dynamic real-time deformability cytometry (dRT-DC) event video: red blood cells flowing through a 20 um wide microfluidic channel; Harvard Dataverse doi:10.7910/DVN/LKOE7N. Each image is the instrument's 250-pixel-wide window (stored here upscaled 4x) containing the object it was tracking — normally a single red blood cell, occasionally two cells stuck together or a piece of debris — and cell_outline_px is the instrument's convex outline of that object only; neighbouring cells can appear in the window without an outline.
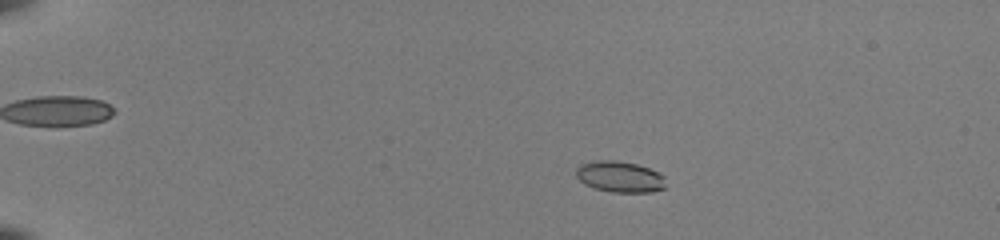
{"species": "common noctule bat (a hibernating species)", "species_latin": "Nyctalus noctula", "temperature_condition": "room temperature", "stored_images_in_passage": 54, "camera_frame_rate_fps": 3000, "um_per_image_px": 0.085, "animal": {"sex": "female", "body_mass_g": 22.0, "forearm_length_mm": 56.7}, "frame": {"image": 1, "passage_image": 12, "time_ms": 3.667, "image_size_px": [1000, 240], "cell_outline_px": [[664, 188], [652, 192], [612, 192], [596, 188], [584, 184], [576, 176], [576, 168], [580, 164], [596, 160], [616, 160], [636, 164], [660, 172], [664, 176]], "centroid_in_image_um": [52.68, 15.01], "position_along_channel_um": 32.3, "area_um2": 16.24}}
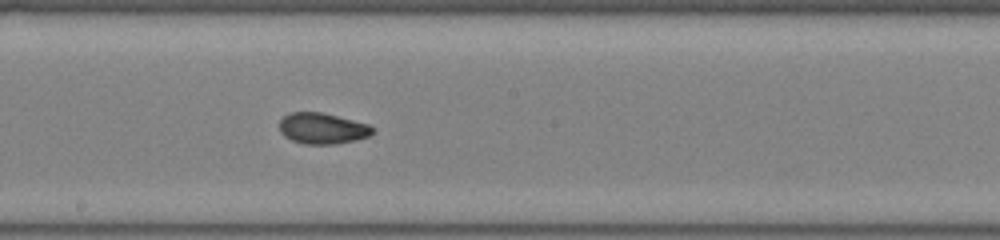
{"frame": {"image": 2, "passage_image": 33, "time_ms": 10.667, "image_size_px": [1000, 240], "cell_outline_px": [[376, 128], [368, 136], [356, 140], [336, 144], [304, 144], [292, 140], [284, 136], [280, 132], [280, 120], [284, 116], [292, 112], [324, 112], [368, 124]], "centroid_in_image_um": [27.41, 10.91], "position_along_channel_um": 220.8, "area_um2": 16.88}}
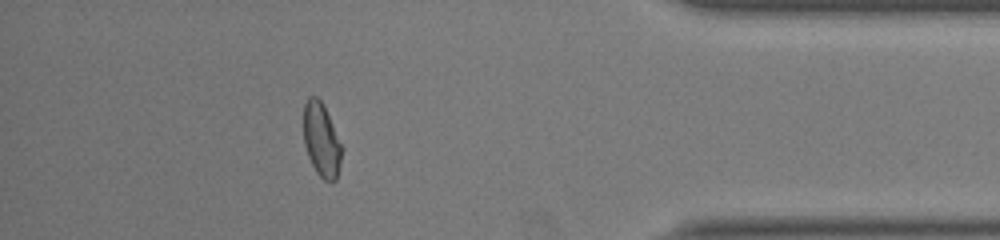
{"frame": {"image": 3, "passage_image": 49, "time_ms": 16.0, "image_size_px": [1000, 240], "cell_outline_px": [[344, 148], [336, 180], [332, 184], [324, 180], [316, 172], [308, 156], [304, 144], [304, 104], [308, 96], [316, 96], [324, 104]], "centroid_in_image_um": [27.35, 11.9], "position_along_channel_um": 407.8, "area_um2": 16.82}, "authors_computed_cell_mechanics": {"area_um2": 16.7331, "velocity_mm_per_s": 4.0094, "shape_relaxation_time_tau1_ms": 9.5872, "shape_relaxation_time_tau2_ms": 1.6839, "deformation_change_tau1": 0.2306, "deformation_change_tau2": 0.0566}}